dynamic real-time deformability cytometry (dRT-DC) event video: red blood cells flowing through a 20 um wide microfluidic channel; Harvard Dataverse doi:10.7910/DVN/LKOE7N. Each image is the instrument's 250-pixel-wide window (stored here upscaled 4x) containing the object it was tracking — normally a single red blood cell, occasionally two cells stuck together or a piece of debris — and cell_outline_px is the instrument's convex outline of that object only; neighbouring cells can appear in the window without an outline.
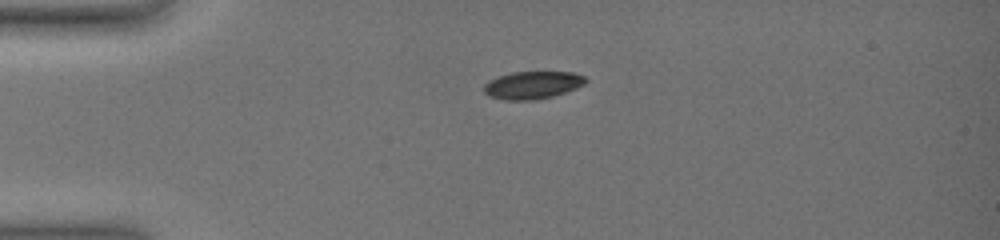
{"species": "common noctule bat (a hibernating species)", "species_latin": "Nyctalus noctula", "temperature_condition": "warm", "stored_images_in_passage": 6, "camera_frame_rate_fps": 3000, "um_per_image_px": 0.085, "animal": {"sex": "female", "body_mass_g": 19.0, "forearm_length_mm": 51.5}, "frame": {"image": 1, "passage_image": 1, "time_ms": 0.0, "image_size_px": [1000, 240], "cell_outline_px": [[588, 80], [584, 84], [576, 88], [552, 96], [536, 100], [504, 100], [488, 96], [484, 92], [484, 84], [488, 80], [496, 76], [512, 72], [572, 72], [584, 76]], "centroid_in_image_um": [45.22, 7.23], "position_along_channel_um": 39.8, "area_um2": 16.47}}
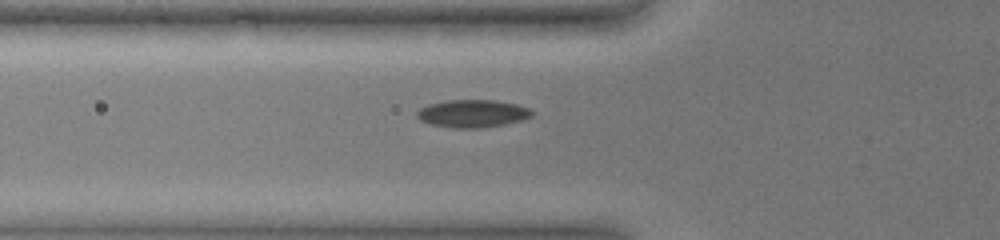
{"frame": {"image": 2, "passage_image": 5, "time_ms": 2.333, "image_size_px": [1000, 240], "cell_outline_px": [[532, 116], [520, 120], [504, 124], [480, 128], [452, 128], [428, 124], [420, 120], [416, 116], [416, 112], [420, 108], [428, 104], [448, 100], [492, 100], [516, 104], [532, 108]], "centroid_in_image_um": [40.13, 9.65], "position_along_channel_um": 85.7, "area_um2": 18.61}}